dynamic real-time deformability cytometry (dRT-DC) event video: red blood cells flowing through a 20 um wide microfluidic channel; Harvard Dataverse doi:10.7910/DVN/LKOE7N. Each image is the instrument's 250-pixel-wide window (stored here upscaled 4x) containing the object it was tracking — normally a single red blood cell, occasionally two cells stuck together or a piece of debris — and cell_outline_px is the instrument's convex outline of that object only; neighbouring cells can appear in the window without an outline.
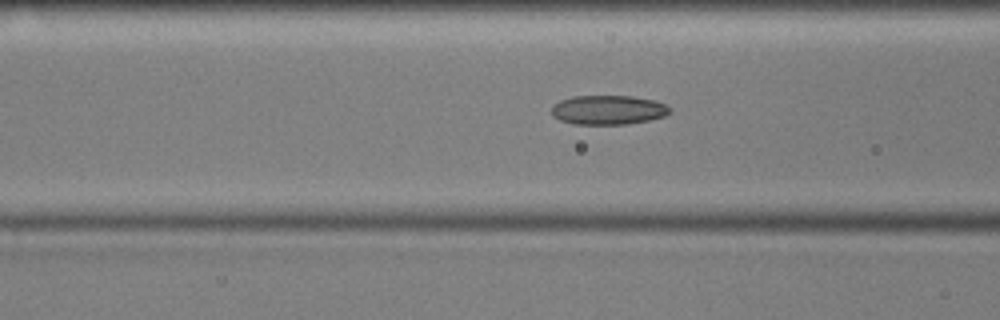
{"species": "common noctule bat (a hibernating species)", "species_latin": "Nyctalus noctula", "temperature_condition": "cold", "stored_images_in_passage": 43, "camera_frame_rate_fps": 3000, "um_per_image_px": 0.085, "animal": {"sex": "male", "body_mass_g": 17.9, "forearm_length_mm": 54.2}, "frame": {"image": 1, "passage_image": 9, "time_ms": 2.667, "image_size_px": [1000, 320], "cell_outline_px": [[672, 112], [664, 116], [648, 120], [628, 124], [576, 124], [560, 120], [552, 116], [552, 104], [560, 100], [572, 96], [632, 96], [656, 100], [668, 104], [672, 108]], "centroid_in_image_um": [51.73, 9.33], "position_along_channel_um": 114.9, "area_um2": 20.46}}
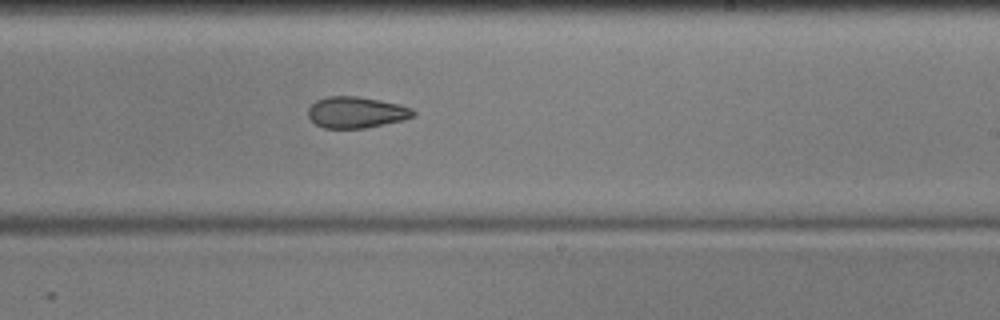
{"frame": {"image": 2, "passage_image": 21, "time_ms": 6.667, "image_size_px": [1000, 320], "cell_outline_px": [[416, 112], [412, 116], [404, 120], [364, 128], [324, 128], [316, 124], [308, 116], [308, 108], [316, 100], [328, 96], [356, 96], [380, 100], [412, 108]], "centroid_in_image_um": [30.26, 9.55], "position_along_channel_um": 258.7, "area_um2": 19.02}}
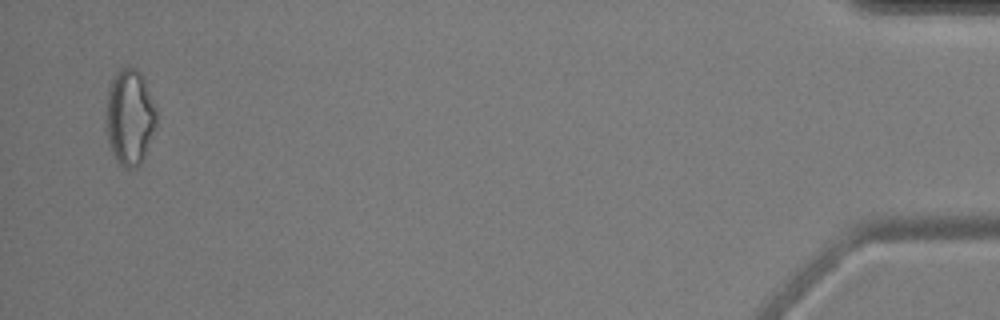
{"frame": {"image": 3, "passage_image": 42, "time_ms": 13.667, "image_size_px": [1000, 320], "cell_outline_px": [[156, 124], [144, 156], [140, 164], [136, 168], [124, 168], [116, 160], [108, 144], [104, 120], [104, 112], [108, 88], [112, 76], [124, 64], [136, 68], [140, 72], [144, 80], [156, 108]], "centroid_in_image_um": [10.97, 9.92], "position_along_channel_um": 424.2, "area_um2": 28.78}, "authors_computed_cell_mechanics": {"area_um2": 20.6924, "velocity_mm_per_s": 3.5932, "shape_relaxation_time_tau1_ms": 7.9181, "shape_relaxation_time_tau2_ms": 2.6993, "deformation_change_tau1": 0.151, "deformation_change_tau2": 0.0866}}